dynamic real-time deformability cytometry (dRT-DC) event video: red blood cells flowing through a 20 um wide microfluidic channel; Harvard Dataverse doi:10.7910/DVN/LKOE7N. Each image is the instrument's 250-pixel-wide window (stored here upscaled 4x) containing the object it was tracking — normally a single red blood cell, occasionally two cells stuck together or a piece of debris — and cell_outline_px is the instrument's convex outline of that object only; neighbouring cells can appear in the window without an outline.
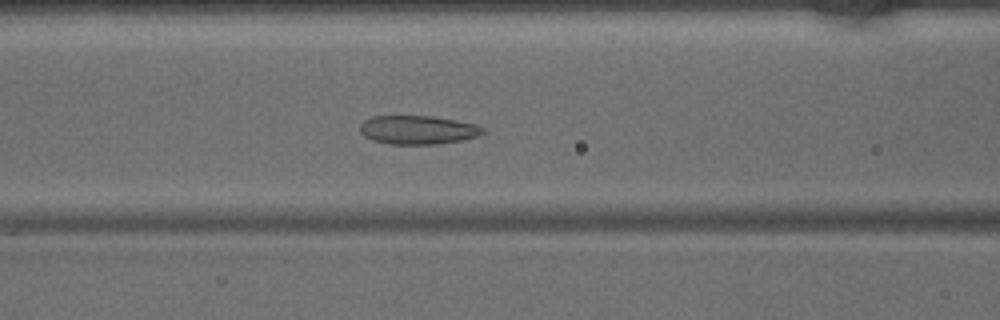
{"species": "common noctule bat (a hibernating species)", "species_latin": "Nyctalus noctula", "temperature_condition": "warm", "stored_images_in_passage": 45, "camera_frame_rate_fps": 3000, "um_per_image_px": 0.085, "animal": {"sex": "male", "body_mass_g": 15.6}, "frame": {"image": 1, "passage_image": 18, "time_ms": 5.667, "image_size_px": [1000, 320], "cell_outline_px": [[484, 132], [480, 136], [460, 140], [436, 144], [388, 144], [372, 140], [364, 136], [360, 132], [360, 124], [364, 120], [372, 116], [432, 116], [476, 124], [484, 128]], "centroid_in_image_um": [35.5, 11.04], "position_along_channel_um": 131.1, "area_um2": 20.58}}
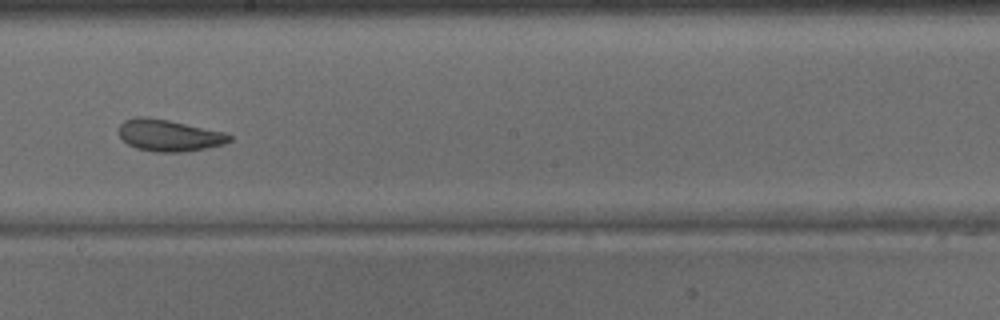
{"frame": {"image": 2, "passage_image": 25, "time_ms": 8.0, "image_size_px": [1000, 320], "cell_outline_px": [[232, 140], [224, 144], [184, 152], [156, 152], [136, 148], [128, 144], [120, 136], [120, 124], [124, 120], [136, 116], [144, 116], [168, 120], [228, 132], [232, 136]], "centroid_in_image_um": [14.4, 11.5], "position_along_channel_um": 233.8, "area_um2": 20.52}}
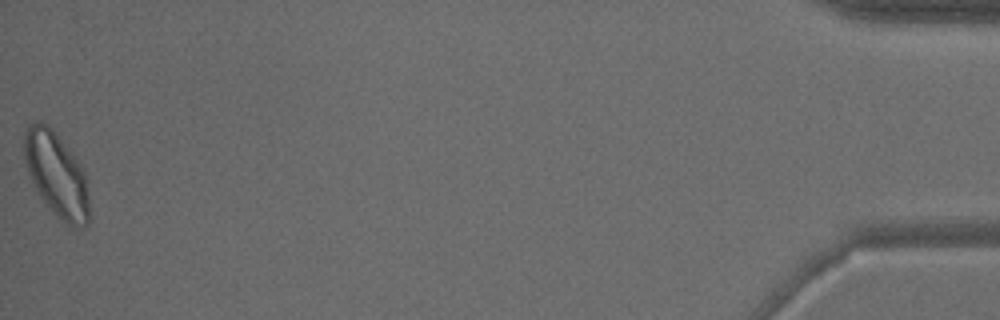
{"frame": {"image": 3, "passage_image": 45, "time_ms": 14.667, "image_size_px": [1000, 320], "cell_outline_px": [[88, 224], [80, 228], [68, 228], [52, 212], [40, 196], [28, 172], [24, 160], [24, 132], [32, 124], [40, 120], [48, 124], [56, 132], [80, 164], [84, 172], [88, 196]], "centroid_in_image_um": [4.8, 14.86], "position_along_channel_um": 430.4, "area_um2": 31.96}}